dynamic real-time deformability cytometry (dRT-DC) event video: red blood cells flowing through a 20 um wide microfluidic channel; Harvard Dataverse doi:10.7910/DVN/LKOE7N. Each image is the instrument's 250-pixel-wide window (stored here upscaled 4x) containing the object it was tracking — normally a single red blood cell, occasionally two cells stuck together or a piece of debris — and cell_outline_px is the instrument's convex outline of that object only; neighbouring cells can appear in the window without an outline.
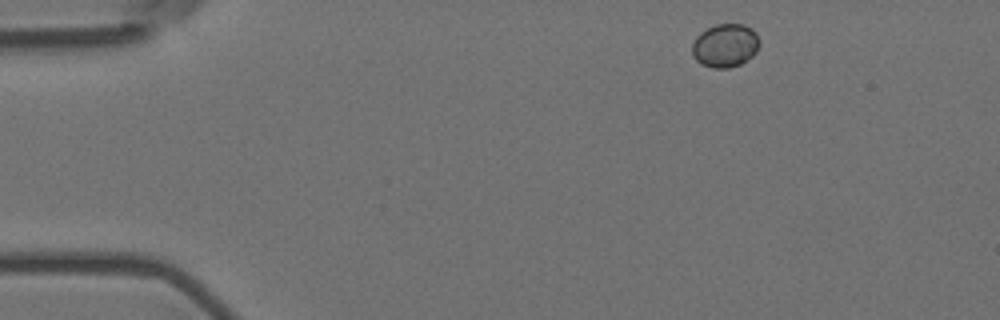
{"species": "Egyptian fruit bat (a non-hibernating species)", "species_latin": "Rousettus aegyptiacus", "temperature_condition": "room temperature", "stored_images_in_passage": 3, "camera_frame_rate_fps": 3000, "um_per_image_px": 0.085, "animal": {"sex": "female"}, "frame": {"image": 1, "passage_image": 1, "time_ms": 0.0, "image_size_px": [1000, 320], "cell_outline_px": [[760, 44], [756, 52], [752, 56], [740, 64], [728, 68], [712, 68], [700, 64], [692, 56], [692, 44], [696, 36], [700, 32], [716, 24], [744, 24], [752, 28], [756, 32], [760, 40]], "centroid_in_image_um": [61.64, 3.87], "position_along_channel_um": 23.4, "area_um2": 17.28}}